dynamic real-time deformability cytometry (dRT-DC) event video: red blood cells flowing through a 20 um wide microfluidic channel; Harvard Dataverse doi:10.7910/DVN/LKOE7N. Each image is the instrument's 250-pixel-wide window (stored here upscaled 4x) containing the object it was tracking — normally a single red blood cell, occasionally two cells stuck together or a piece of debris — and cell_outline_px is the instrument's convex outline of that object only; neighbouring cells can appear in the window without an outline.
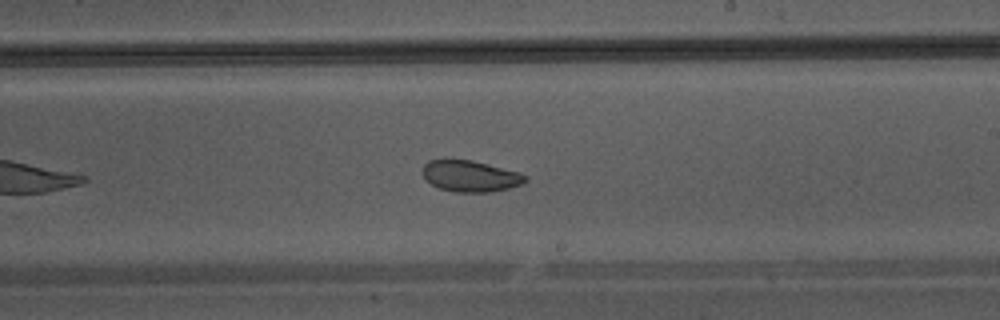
{"species": "Egyptian fruit bat (a non-hibernating species)", "species_latin": "Rousettus aegyptiacus", "temperature_condition": "warm", "stored_images_in_passage": 22, "camera_frame_rate_fps": 3000, "um_per_image_px": 0.085, "animal": {"sex": "male"}, "frame": {"image": 1, "passage_image": 16, "time_ms": 5.0, "image_size_px": [1000, 320], "cell_outline_px": [[528, 180], [524, 184], [492, 192], [456, 192], [440, 188], [432, 184], [424, 176], [424, 164], [428, 160], [444, 156], [472, 160], [520, 172], [528, 176]], "centroid_in_image_um": [39.99, 14.92], "position_along_channel_um": 249.0, "area_um2": 19.25}}